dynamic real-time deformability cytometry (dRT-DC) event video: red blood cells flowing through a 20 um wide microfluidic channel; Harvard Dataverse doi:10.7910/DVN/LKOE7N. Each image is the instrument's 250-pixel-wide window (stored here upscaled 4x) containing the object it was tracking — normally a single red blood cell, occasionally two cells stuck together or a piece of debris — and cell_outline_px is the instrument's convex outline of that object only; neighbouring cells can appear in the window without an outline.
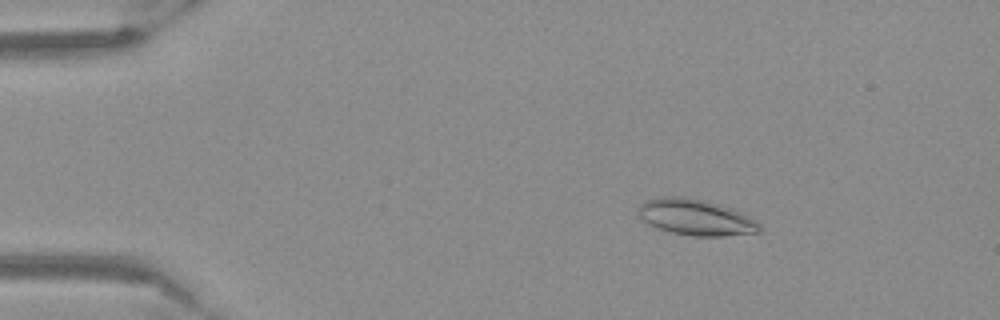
{"species": "Egyptian fruit bat (a non-hibernating species)", "species_latin": "Rousettus aegyptiacus", "temperature_condition": "warm", "stored_images_in_passage": 46, "camera_frame_rate_fps": 3000, "um_per_image_px": 0.085, "frame": {"image": 1, "passage_image": 1, "time_ms": 0.0, "image_size_px": [1000, 320], "cell_outline_px": [[760, 232], [724, 236], [696, 236], [672, 232], [648, 224], [640, 216], [636, 208], [644, 200], [664, 196], [684, 196], [708, 200], [732, 208], [748, 216], [760, 224]], "centroid_in_image_um": [59.12, 18.44], "position_along_channel_um": 25.9, "area_um2": 25.55}}
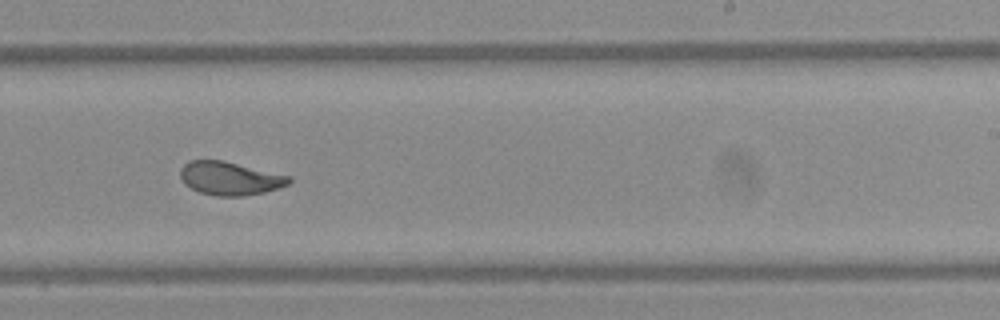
{"frame": {"image": 2, "passage_image": 26, "time_ms": 8.333, "image_size_px": [1000, 320], "cell_outline_px": [[292, 180], [288, 184], [280, 188], [264, 192], [244, 196], [216, 196], [200, 192], [184, 184], [180, 176], [180, 168], [188, 160], [224, 160], [292, 176]], "centroid_in_image_um": [19.56, 15.15], "position_along_channel_um": 269.4, "area_um2": 21.39}}
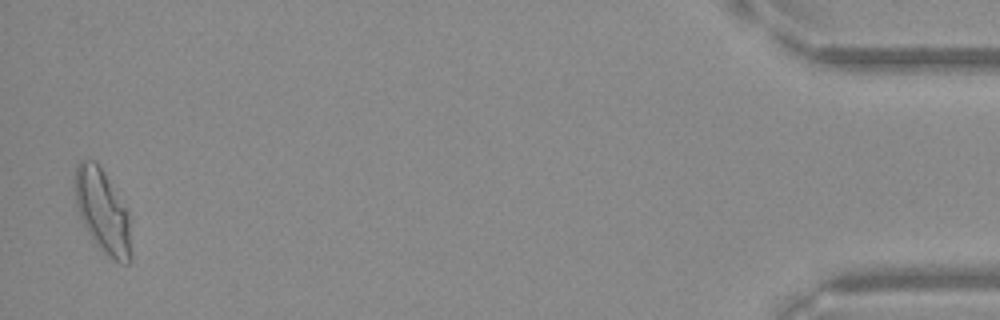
{"frame": {"image": 3, "passage_image": 45, "time_ms": 14.667, "image_size_px": [1000, 320], "cell_outline_px": [[132, 260], [128, 264], [120, 264], [104, 252], [96, 244], [88, 232], [80, 216], [76, 204], [72, 180], [76, 164], [80, 160], [96, 160], [104, 172], [128, 212], [132, 256]], "centroid_in_image_um": [8.7, 17.94], "position_along_channel_um": 426.5, "area_um2": 27.51}}